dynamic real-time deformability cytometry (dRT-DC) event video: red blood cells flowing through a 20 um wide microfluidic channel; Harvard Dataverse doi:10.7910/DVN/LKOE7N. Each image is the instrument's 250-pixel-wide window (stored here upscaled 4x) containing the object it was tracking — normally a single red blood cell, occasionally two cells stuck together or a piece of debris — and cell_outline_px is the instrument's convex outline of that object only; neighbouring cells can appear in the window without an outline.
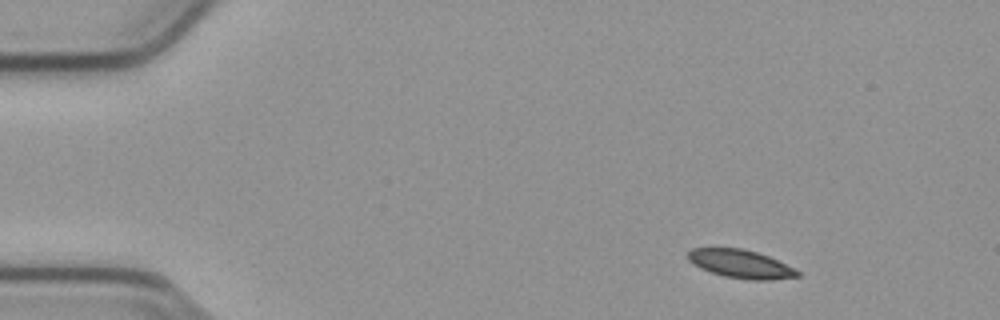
{"species": "common noctule bat (a hibernating species)", "species_latin": "Nyctalus noctula", "temperature_condition": "cold", "stored_images_in_passage": 49, "camera_frame_rate_fps": 3000, "um_per_image_px": 0.085, "animal": {"sex": "male", "body_mass_g": 23.1, "forearm_length_mm": 52.7}, "frame": {"image": 1, "passage_image": 1, "time_ms": 0.0, "image_size_px": [1000, 320], "cell_outline_px": [[800, 276], [772, 280], [752, 280], [724, 276], [700, 268], [692, 264], [688, 260], [688, 252], [692, 248], [744, 248], [768, 256], [796, 268], [800, 272]], "centroid_in_image_um": [62.98, 22.43], "position_along_channel_um": 22.0, "area_um2": 18.15}}
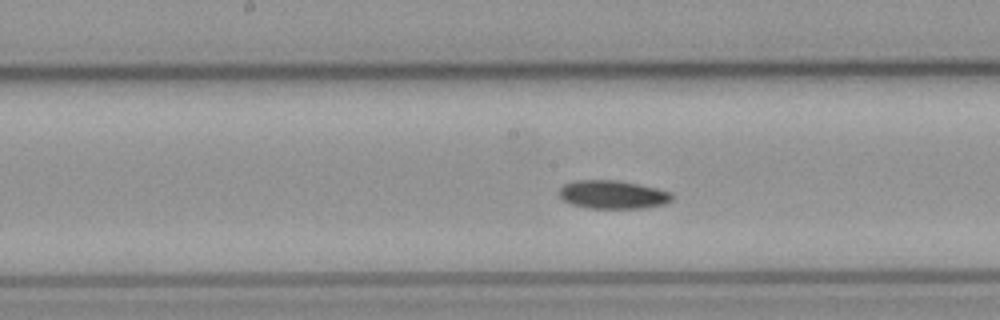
{"frame": {"image": 2, "passage_image": 22, "time_ms": 7.0, "image_size_px": [1000, 320], "cell_outline_px": [[676, 196], [672, 200], [664, 204], [644, 208], [588, 208], [572, 204], [564, 200], [560, 196], [560, 188], [564, 184], [572, 180], [616, 180], [640, 184], [672, 192]], "centroid_in_image_um": [52.13, 16.53], "position_along_channel_um": 196.1, "area_um2": 18.79}}
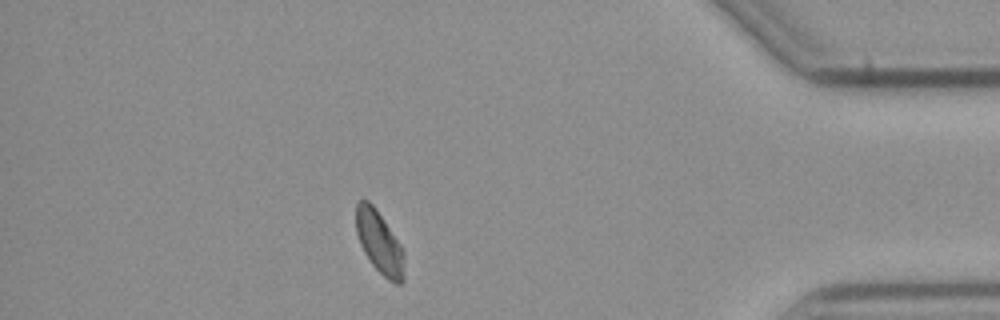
{"frame": {"image": 3, "passage_image": 42, "time_ms": 13.667, "image_size_px": [1000, 320], "cell_outline_px": [[404, 280], [400, 284], [396, 284], [388, 280], [372, 264], [364, 252], [360, 244], [356, 232], [356, 204], [360, 200], [368, 200], [376, 208], [400, 244], [404, 252]], "centroid_in_image_um": [32.25, 20.61], "position_along_channel_um": 402.9, "area_um2": 17.51}}